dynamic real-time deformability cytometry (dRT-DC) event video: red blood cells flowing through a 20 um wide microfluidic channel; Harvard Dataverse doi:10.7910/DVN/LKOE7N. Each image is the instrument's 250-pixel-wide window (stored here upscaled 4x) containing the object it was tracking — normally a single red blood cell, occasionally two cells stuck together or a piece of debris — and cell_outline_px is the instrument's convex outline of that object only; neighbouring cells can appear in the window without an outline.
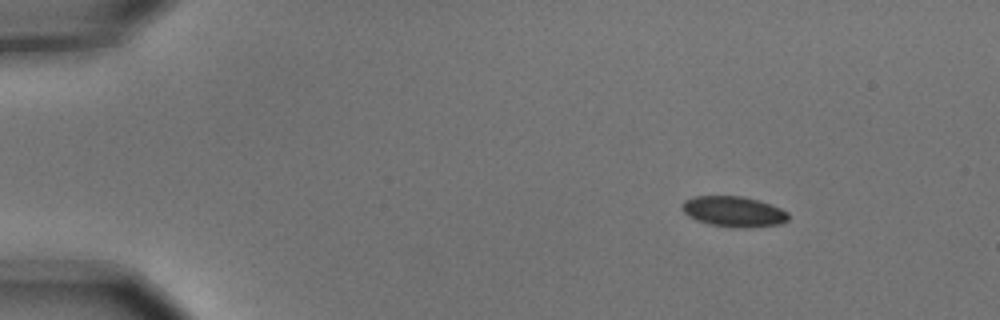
{"species": "common noctule bat (a hibernating species)", "species_latin": "Nyctalus noctula", "temperature_condition": "cold", "stored_images_in_passage": 9, "camera_frame_rate_fps": 3000, "um_per_image_px": 0.085, "animal": {"sex": "male", "body_mass_g": 15.6}, "frame": {"image": 1, "passage_image": 1, "time_ms": 0.0, "image_size_px": [1000, 320], "cell_outline_px": [[788, 220], [780, 224], [752, 228], [748, 228], [712, 224], [696, 220], [688, 216], [680, 208], [680, 204], [684, 200], [696, 196], [740, 196], [760, 200], [780, 208], [788, 212]], "centroid_in_image_um": [62.36, 17.97], "position_along_channel_um": 22.6, "area_um2": 18.9}}
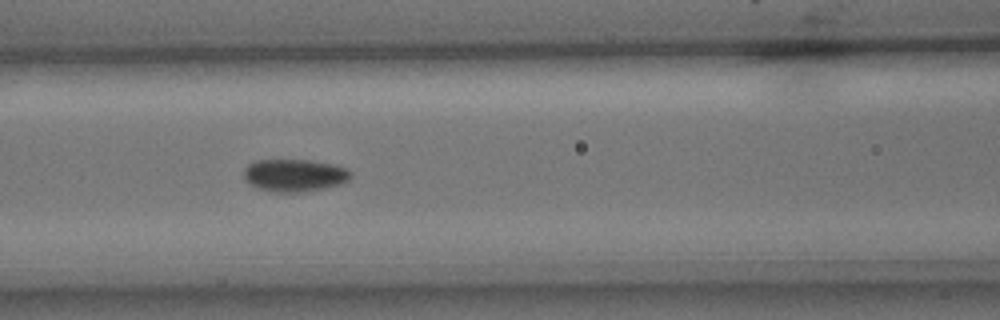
{"frame": {"image": 2, "passage_image": 6, "time_ms": 1.667, "image_size_px": [1000, 320], "cell_outline_px": [[352, 176], [348, 180], [340, 184], [324, 188], [300, 192], [272, 192], [256, 188], [244, 180], [244, 168], [248, 164], [256, 160], [312, 160], [332, 164], [348, 168], [352, 172]], "centroid_in_image_um": [25.02, 14.9], "position_along_channel_um": 141.6, "area_um2": 20.46}}
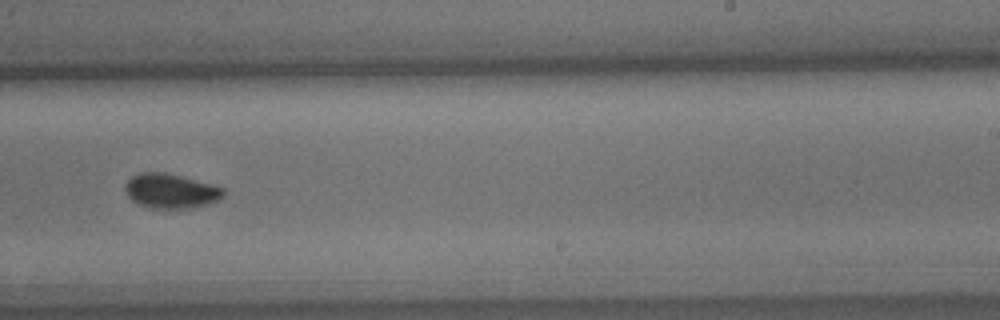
{"frame": {"image": 3, "passage_image": 9, "time_ms": 2.667, "image_size_px": [1000, 320], "cell_outline_px": [[224, 196], [208, 204], [192, 208], [152, 208], [140, 204], [132, 200], [124, 192], [124, 184], [132, 176], [140, 172], [164, 172], [180, 176], [224, 188]], "centroid_in_image_um": [14.47, 16.23], "position_along_channel_um": 274.5, "area_um2": 19.65}}